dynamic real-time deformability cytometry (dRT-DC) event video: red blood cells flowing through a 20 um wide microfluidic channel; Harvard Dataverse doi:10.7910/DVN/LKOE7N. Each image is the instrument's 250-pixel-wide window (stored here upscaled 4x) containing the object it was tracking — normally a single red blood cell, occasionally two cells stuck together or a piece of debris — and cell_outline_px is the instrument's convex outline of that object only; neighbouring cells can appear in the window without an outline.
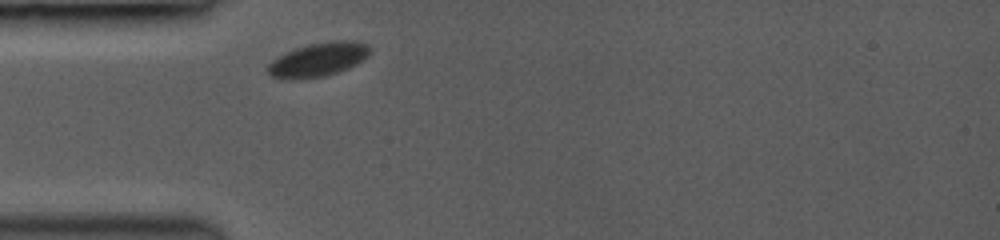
{"species": "common noctule bat (a hibernating species)", "species_latin": "Nyctalus noctula", "temperature_condition": "room temperature", "stored_images_in_passage": 1, "camera_frame_rate_fps": 3000, "um_per_image_px": 0.085, "animal": {"sex": "female", "body_mass_g": 19.0, "forearm_length_mm": 53.3}, "frame": {"image": 1, "passage_image": 1, "time_ms": 0.0, "image_size_px": [1000, 240], "cell_outline_px": [[368, 56], [364, 60], [348, 68], [324, 76], [300, 80], [288, 80], [272, 76], [268, 72], [268, 64], [276, 56], [296, 48], [312, 44], [332, 40], [352, 40], [368, 44]], "centroid_in_image_um": [27.03, 5.07], "position_along_channel_um": 58.0, "area_um2": 20.17}}